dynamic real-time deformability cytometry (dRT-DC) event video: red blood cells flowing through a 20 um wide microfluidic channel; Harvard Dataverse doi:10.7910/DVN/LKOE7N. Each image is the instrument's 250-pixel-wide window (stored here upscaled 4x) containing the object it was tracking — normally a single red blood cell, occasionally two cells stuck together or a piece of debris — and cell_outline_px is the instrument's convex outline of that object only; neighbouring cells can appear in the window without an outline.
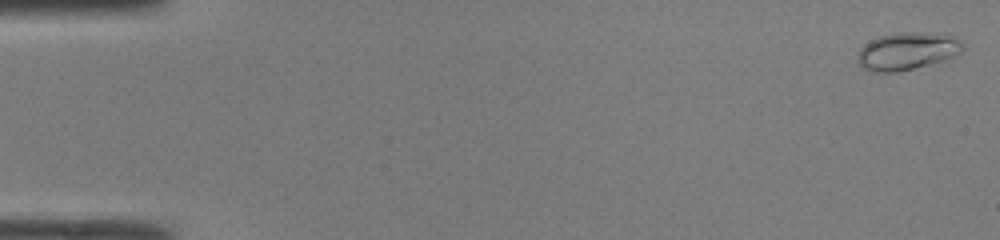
{"species": "common noctule bat (a hibernating species)", "species_latin": "Nyctalus noctula", "temperature_condition": "room temperature", "stored_images_in_passage": 48, "camera_frame_rate_fps": 3000, "um_per_image_px": 0.085, "animal": {"sex": "male", "body_mass_g": 19.0, "forearm_length_mm": 50.8}, "frame": {"image": 1, "passage_image": 1, "time_ms": 0.0, "image_size_px": [1000, 240], "cell_outline_px": [[964, 48], [960, 52], [944, 60], [896, 72], [872, 72], [860, 68], [856, 60], [856, 56], [860, 48], [864, 44], [880, 36], [896, 32], [916, 32], [956, 36], [960, 40]], "centroid_in_image_um": [77.04, 4.35], "position_along_channel_um": 8.0, "area_um2": 23.0}}
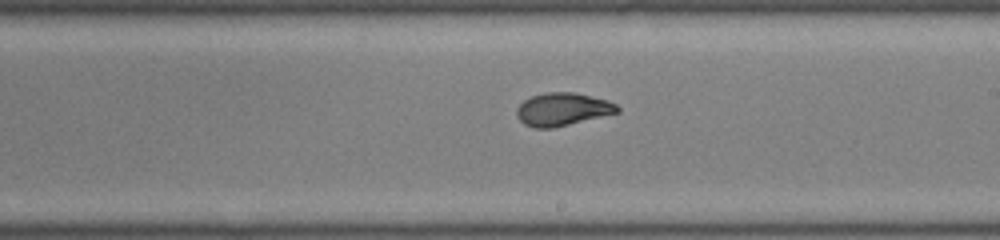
{"frame": {"image": 2, "passage_image": 28, "time_ms": 9.0, "image_size_px": [1000, 240], "cell_outline_px": [[620, 112], [552, 128], [532, 128], [524, 124], [516, 116], [516, 108], [524, 100], [532, 96], [544, 92], [572, 92], [608, 100], [616, 104], [620, 108]], "centroid_in_image_um": [47.8, 9.29], "position_along_channel_um": 241.2, "area_um2": 19.31}}
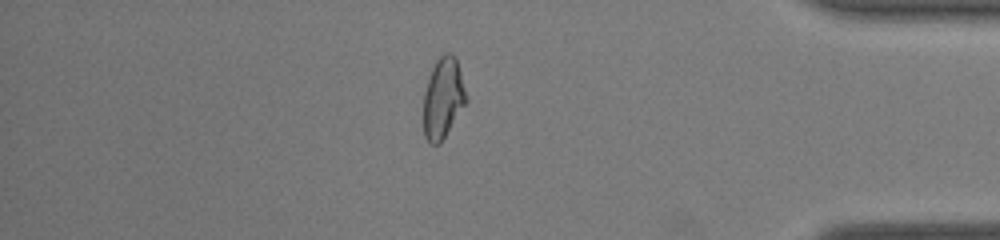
{"frame": {"image": 3, "passage_image": 41, "time_ms": 13.333, "image_size_px": [1000, 240], "cell_outline_px": [[468, 100], [440, 144], [428, 144], [424, 136], [424, 92], [428, 76], [436, 60], [444, 52], [452, 52], [456, 56]], "centroid_in_image_um": [37.66, 8.32], "position_along_channel_um": 397.5, "area_um2": 20.29}, "authors_computed_cell_mechanics": {"area_um2": 19.7098, "velocity_mm_per_s": 4.3053, "shape_relaxation_time_tau1_ms": 6.484, "shape_relaxation_time_tau2_ms": null, "deformation_change_tau1": 0.2154, "deformation_change_tau2": null}}